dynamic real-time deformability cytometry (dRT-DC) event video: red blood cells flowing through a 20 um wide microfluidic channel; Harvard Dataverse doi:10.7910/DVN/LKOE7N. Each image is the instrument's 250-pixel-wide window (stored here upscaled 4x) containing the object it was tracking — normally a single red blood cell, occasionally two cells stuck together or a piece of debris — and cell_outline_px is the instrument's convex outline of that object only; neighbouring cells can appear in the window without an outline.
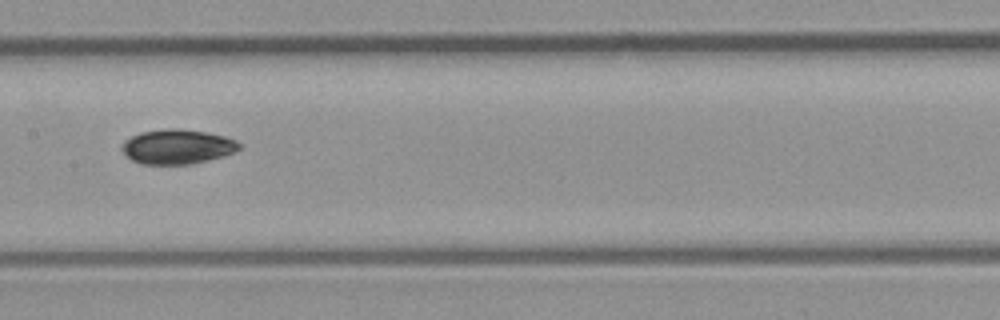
{"species": "common noctule bat (a hibernating species)", "species_latin": "Nyctalus noctula", "temperature_condition": "room temperature", "stored_images_in_passage": 9, "camera_frame_rate_fps": 3000, "um_per_image_px": 0.085, "animal": {"sex": "male", "body_mass_g": 23.1, "forearm_length_mm": 52.7}, "frame": {"image": 1, "passage_image": 9, "time_ms": 9.333, "image_size_px": [1000, 320], "cell_outline_px": [[240, 148], [236, 152], [224, 156], [188, 164], [144, 164], [132, 160], [120, 148], [124, 140], [140, 132], [168, 128], [176, 128], [204, 132], [224, 136], [236, 140], [240, 144]], "centroid_in_image_um": [15.07, 12.46], "position_along_channel_um": 192.3, "area_um2": 23.52}}